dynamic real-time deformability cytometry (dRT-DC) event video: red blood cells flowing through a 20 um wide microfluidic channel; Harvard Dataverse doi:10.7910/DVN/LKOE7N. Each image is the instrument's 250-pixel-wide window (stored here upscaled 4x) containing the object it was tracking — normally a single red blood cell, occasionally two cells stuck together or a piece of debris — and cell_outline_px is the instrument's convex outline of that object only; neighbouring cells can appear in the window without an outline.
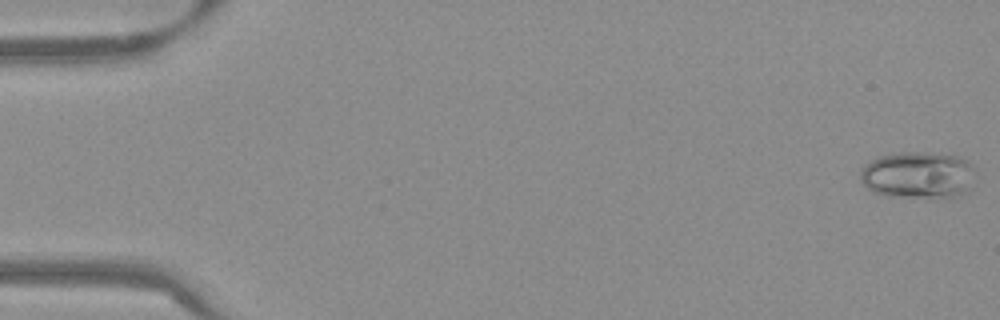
{"species": "Egyptian fruit bat (a non-hibernating species)", "species_latin": "Rousettus aegyptiacus", "temperature_condition": "warm", "stored_images_in_passage": 53, "camera_frame_rate_fps": 3000, "um_per_image_px": 0.085, "frame": {"image": 1, "passage_image": 1, "time_ms": 0.0, "image_size_px": [1000, 320], "cell_outline_px": [[972, 168], [960, 188], [956, 192], [948, 196], [936, 200], [888, 196], [872, 192], [860, 180], [860, 172], [872, 160], [880, 156], [900, 152], [928, 152], [956, 156], [964, 160]], "centroid_in_image_um": [77.83, 14.88], "position_along_channel_um": 7.2, "area_um2": 30.23}}
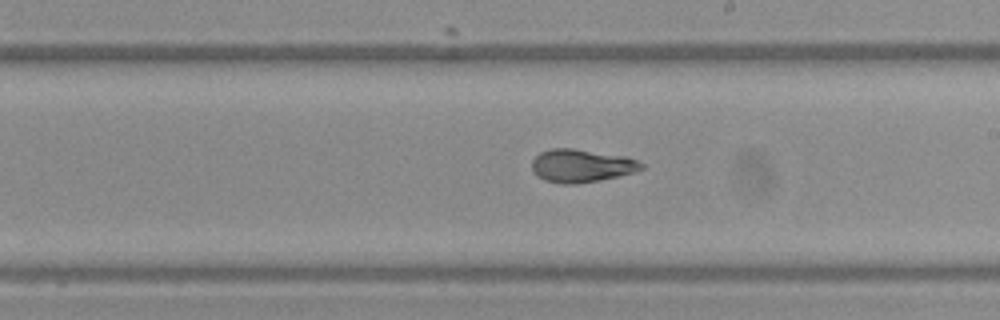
{"frame": {"image": 2, "passage_image": 31, "time_ms": 10.0, "image_size_px": [1000, 320], "cell_outline_px": [[644, 168], [632, 172], [600, 180], [576, 184], [560, 184], [544, 180], [536, 176], [532, 168], [532, 160], [540, 152], [552, 148], [572, 148], [624, 156], [636, 160], [644, 164]], "centroid_in_image_um": [49.37, 14.09], "position_along_channel_um": 239.6, "area_um2": 20.98}}
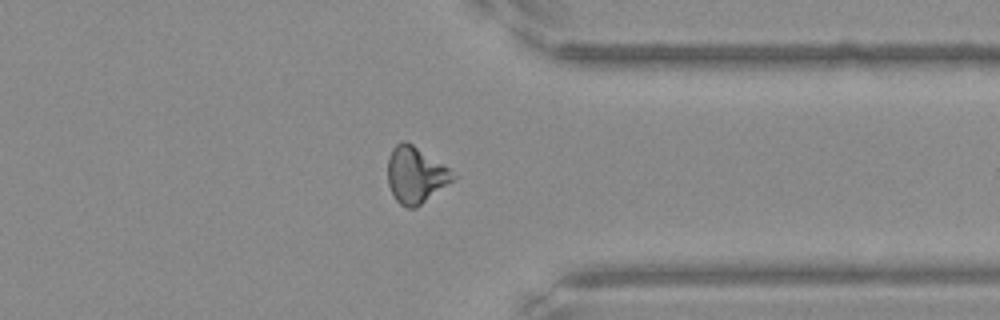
{"frame": {"image": 3, "passage_image": 42, "time_ms": 13.667, "image_size_px": [1000, 320], "cell_outline_px": [[460, 176], [416, 208], [408, 208], [400, 204], [396, 200], [388, 184], [388, 156], [392, 148], [396, 144], [404, 140], [412, 144]], "centroid_in_image_um": [35.34, 14.88], "position_along_channel_um": 376.1, "area_um2": 21.39}, "authors_computed_cell_mechanics": {"area_um2": 21.3282, "velocity_mm_per_s": 3.8365, "shape_relaxation_time_tau1_ms": 7.1229, "shape_relaxation_time_tau2_ms": 1.6688, "deformation_change_tau1": 0.2016, "deformation_change_tau2": 0.0917}}